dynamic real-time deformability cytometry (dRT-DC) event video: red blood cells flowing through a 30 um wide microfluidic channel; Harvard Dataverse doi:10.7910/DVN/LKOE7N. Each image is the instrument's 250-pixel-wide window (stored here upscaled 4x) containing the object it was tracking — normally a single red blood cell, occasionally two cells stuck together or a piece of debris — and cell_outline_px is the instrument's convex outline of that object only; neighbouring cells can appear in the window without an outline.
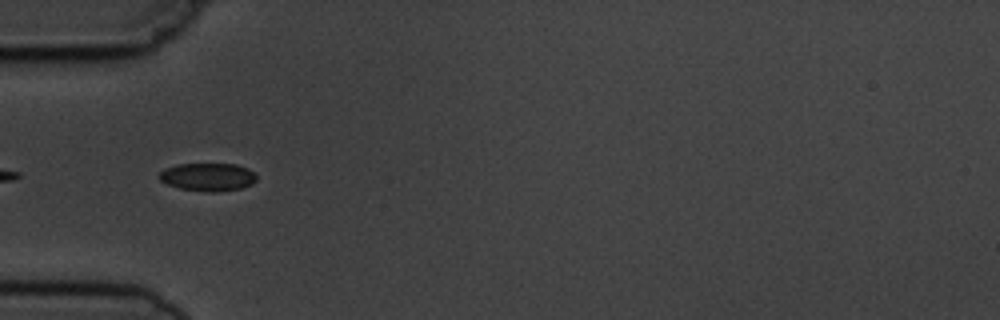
{"species": "common noctule bat (a hibernating species)", "species_latin": "Nyctalus noctula", "temperature_condition": "cold", "stored_images_in_passage": 4, "camera_frame_rate_fps": 3000, "um_per_image_px": 0.085, "animal": {"sex": "male", "body_mass_g": 19.5, "forearm_length_mm": 54.6}, "frame": {"image": 1, "passage_image": 4, "time_ms": 3.333, "image_size_px": [1000, 320], "cell_outline_px": [[256, 180], [252, 184], [240, 188], [216, 192], [208, 192], [180, 188], [168, 184], [160, 180], [156, 176], [164, 168], [176, 164], [236, 164], [248, 168], [256, 176]], "centroid_in_image_um": [17.64, 15.03], "position_along_channel_um": 67.4, "area_um2": 15.9}}